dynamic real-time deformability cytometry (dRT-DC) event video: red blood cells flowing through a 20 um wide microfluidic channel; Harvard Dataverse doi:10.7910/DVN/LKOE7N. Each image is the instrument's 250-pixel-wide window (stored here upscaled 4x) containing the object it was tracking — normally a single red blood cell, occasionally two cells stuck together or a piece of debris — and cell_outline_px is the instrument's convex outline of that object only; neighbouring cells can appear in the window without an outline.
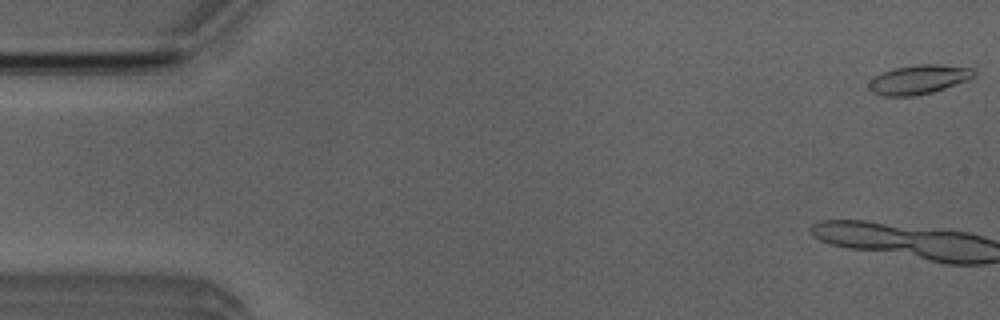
{"species": "Egyptian fruit bat (a non-hibernating species)", "species_latin": "Rousettus aegyptiacus", "temperature_condition": "room temperature", "stored_images_in_passage": 6, "camera_frame_rate_fps": 3000, "um_per_image_px": 0.085, "animal": {"sex": "male"}, "frame": {"image": 1, "passage_image": 1, "time_ms": 0.0, "image_size_px": [1000, 320], "cell_outline_px": [[976, 76], [968, 80], [932, 92], [916, 96], [880, 96], [872, 92], [868, 88], [868, 84], [876, 76], [884, 72], [896, 68], [916, 64], [940, 64], [972, 68], [976, 72]], "centroid_in_image_um": [78.11, 6.76], "position_along_channel_um": 6.9, "area_um2": 17.86}}